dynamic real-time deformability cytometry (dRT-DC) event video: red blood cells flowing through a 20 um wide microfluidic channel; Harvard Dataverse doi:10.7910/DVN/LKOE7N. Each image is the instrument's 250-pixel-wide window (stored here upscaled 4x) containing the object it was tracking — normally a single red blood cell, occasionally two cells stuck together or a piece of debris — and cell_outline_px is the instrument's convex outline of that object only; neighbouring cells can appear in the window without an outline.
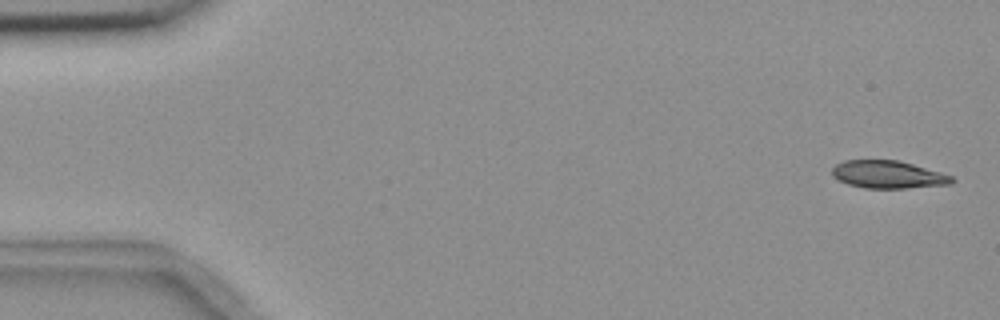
{"species": "common noctule bat (a hibernating species)", "species_latin": "Nyctalus noctula", "temperature_condition": "room temperature", "stored_images_in_passage": 6, "segment_of_instrument_passage": [1, 2], "camera_frame_rate_fps": 3000, "um_per_image_px": 0.085, "animal": {"sex": "female", "body_mass_g": 18.4}, "frame": {"image": 1, "passage_image": 1, "time_ms": 0.0, "image_size_px": [1000, 320], "cell_outline_px": [[956, 180], [952, 184], [908, 188], [864, 188], [848, 184], [832, 176], [832, 168], [836, 164], [844, 160], [896, 160], [912, 164], [940, 172], [952, 176]], "centroid_in_image_um": [75.49, 14.84], "position_along_channel_um": 9.5, "area_um2": 19.25}}
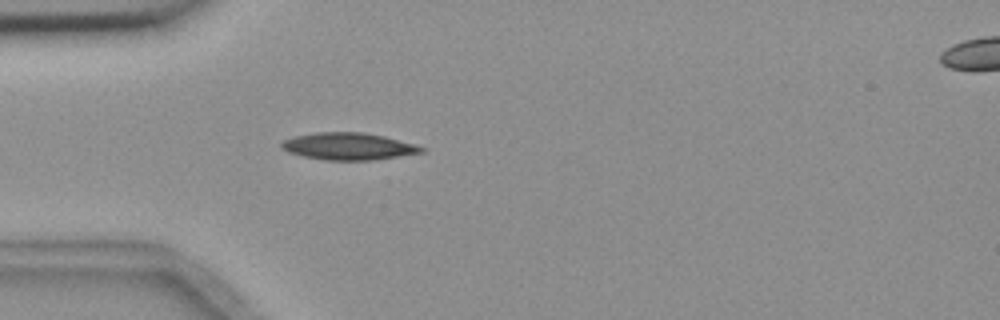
{"frame": {"image": 2, "passage_image": 5, "time_ms": 4.667, "image_size_px": [1000, 320], "cell_outline_px": [[428, 148], [424, 152], [372, 160], [324, 160], [304, 156], [288, 152], [280, 148], [280, 144], [284, 140], [292, 136], [316, 132], [364, 132], [384, 136], [416, 144]], "centroid_in_image_um": [29.62, 12.43], "position_along_channel_um": 55.4, "area_um2": 22.25}}